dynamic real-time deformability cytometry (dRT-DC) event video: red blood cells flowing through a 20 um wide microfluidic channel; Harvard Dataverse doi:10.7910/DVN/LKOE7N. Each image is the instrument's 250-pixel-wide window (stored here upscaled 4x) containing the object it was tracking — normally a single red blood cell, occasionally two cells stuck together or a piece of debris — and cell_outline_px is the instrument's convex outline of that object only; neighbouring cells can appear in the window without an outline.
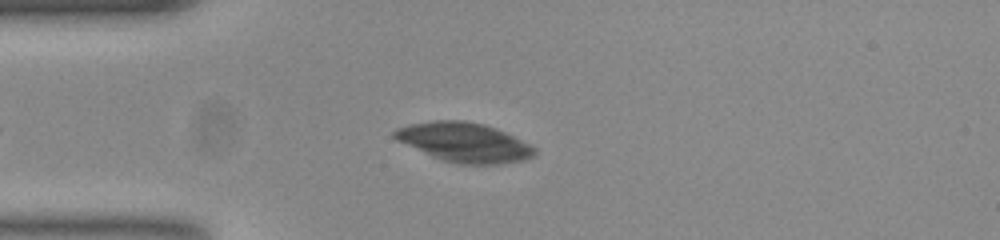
{"species": "common noctule bat (a hibernating species)", "species_latin": "Nyctalus noctula", "temperature_condition": "room temperature", "stored_images_in_passage": 52, "camera_frame_rate_fps": 3000, "um_per_image_px": 0.085, "animal": {"sex": "female", "body_mass_g": 23.0, "forearm_length_mm": 53.4}, "frame": {"image": 1, "passage_image": 9, "time_ms": 2.667, "image_size_px": [1000, 240], "cell_outline_px": [[536, 152], [532, 156], [520, 160], [492, 164], [468, 164], [444, 160], [396, 140], [392, 136], [392, 132], [396, 128], [408, 124], [432, 120], [464, 120], [484, 124], [496, 128], [536, 148]], "centroid_in_image_um": [39.41, 12.06], "position_along_channel_um": 45.6, "area_um2": 31.44}}
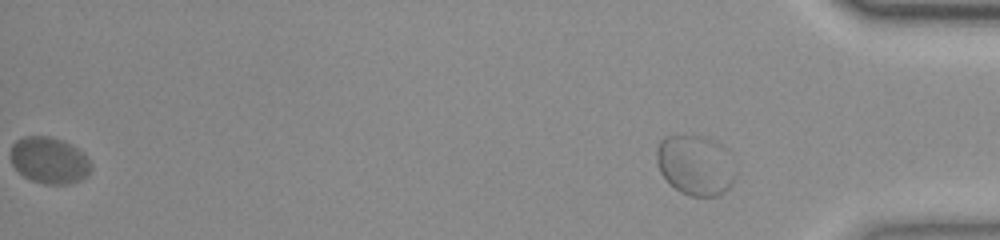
{"frame": {"image": 2, "passage_image": 52, "time_ms": 17.0, "image_size_px": [1000, 240], "cell_outline_px": [[736, 176], [732, 184], [724, 192], [716, 196], [688, 196], [680, 192], [660, 172], [656, 160], [656, 152], [660, 140], [668, 136], [696, 136], [712, 140], [728, 148], [732, 152]], "centroid_in_image_um": [59.16, 14.04], "position_along_channel_um": 376.0, "area_um2": 27.86}}